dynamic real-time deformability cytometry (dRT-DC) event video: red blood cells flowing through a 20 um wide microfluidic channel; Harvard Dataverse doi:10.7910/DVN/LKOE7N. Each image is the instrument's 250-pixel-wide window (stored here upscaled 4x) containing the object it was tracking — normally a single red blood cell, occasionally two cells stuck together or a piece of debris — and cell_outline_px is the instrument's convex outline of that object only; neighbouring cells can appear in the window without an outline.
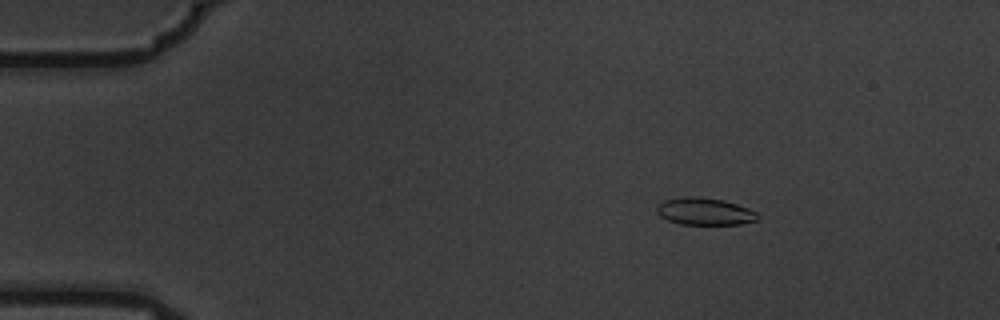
{"species": "common noctule bat (a hibernating species)", "species_latin": "Nyctalus noctula", "temperature_condition": "warm", "stored_images_in_passage": 4, "camera_frame_rate_fps": 3000, "um_per_image_px": 0.085, "animal": {"sex": "male", "body_mass_g": 19.5, "forearm_length_mm": 54.6}, "frame": {"image": 1, "passage_image": 2, "time_ms": 0.333, "image_size_px": [1000, 320], "cell_outline_px": [[760, 220], [740, 224], [680, 224], [668, 220], [660, 216], [656, 212], [656, 204], [664, 200], [684, 196], [700, 196], [724, 200], [748, 208], [756, 212], [760, 216]], "centroid_in_image_um": [59.89, 17.96], "position_along_channel_um": 25.1, "area_um2": 16.24}}